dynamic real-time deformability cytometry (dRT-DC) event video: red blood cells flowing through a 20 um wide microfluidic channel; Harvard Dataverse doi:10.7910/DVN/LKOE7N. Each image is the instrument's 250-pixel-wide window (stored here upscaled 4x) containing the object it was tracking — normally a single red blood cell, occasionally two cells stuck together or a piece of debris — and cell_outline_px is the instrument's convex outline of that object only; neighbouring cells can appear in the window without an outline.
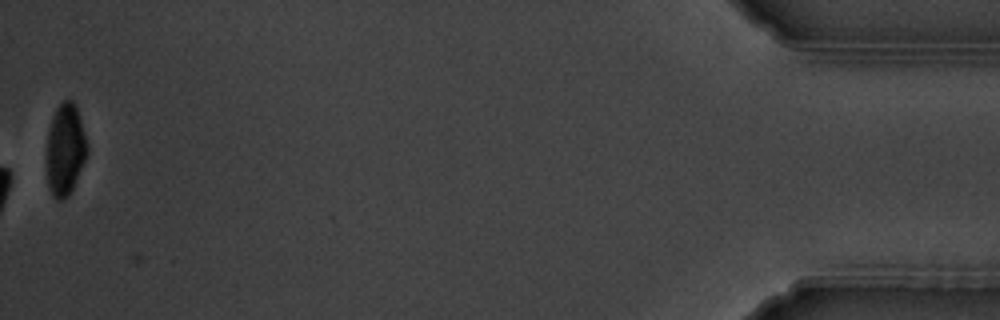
{"species": "common noctule bat (a hibernating species)", "species_latin": "Nyctalus noctula", "temperature_condition": "warm", "stored_images_in_passage": 15, "camera_frame_rate_fps": 3000, "um_per_image_px": 0.085, "animal": {"sex": "male", "body_mass_g": 19.5, "forearm_length_mm": 54.6}, "frame": {"image": 1, "passage_image": 15, "time_ms": 17.667, "image_size_px": [1000, 320], "cell_outline_px": [[88, 152], [72, 188], [68, 196], [60, 200], [56, 200], [52, 196], [48, 188], [48, 132], [52, 116], [56, 108], [64, 100], [72, 100], [76, 104], [88, 144]], "centroid_in_image_um": [5.56, 12.68], "position_along_channel_um": 429.6, "area_um2": 21.39}, "authors_computed_cell_mechanics": {"area_um2": 26.1256, "velocity_mm_per_s": 3.7353, "shape_relaxation_time_tau1_ms": 2.7115, "shape_relaxation_time_tau2_ms": null, "deformation_change_tau1": 0.2101, "deformation_change_tau2": null}}